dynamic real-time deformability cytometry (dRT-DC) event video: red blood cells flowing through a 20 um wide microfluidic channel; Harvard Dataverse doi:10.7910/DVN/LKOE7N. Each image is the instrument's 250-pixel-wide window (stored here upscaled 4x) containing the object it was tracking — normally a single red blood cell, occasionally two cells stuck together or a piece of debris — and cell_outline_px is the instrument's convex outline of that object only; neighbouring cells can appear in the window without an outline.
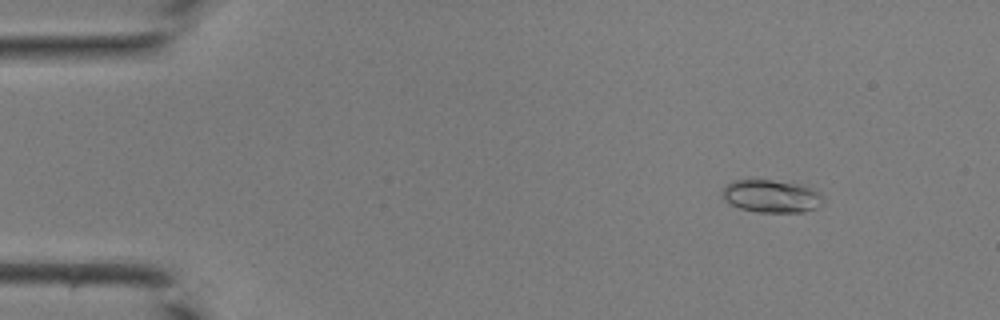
{"species": "common noctule bat (a hibernating species)", "species_latin": "Nyctalus noctula", "temperature_condition": "room temperature", "stored_images_in_passage": 42, "camera_frame_rate_fps": 3000, "um_per_image_px": 0.085, "animal": {"sex": "male", "body_mass_g": 19.0, "forearm_length_mm": 50.8}, "frame": {"image": 1, "passage_image": 5, "time_ms": 1.333, "image_size_px": [1000, 320], "cell_outline_px": [[824, 200], [816, 208], [804, 212], [760, 212], [740, 208], [728, 204], [720, 196], [720, 192], [732, 180], [772, 180], [800, 184], [820, 192]], "centroid_in_image_um": [65.53, 16.68], "position_along_channel_um": 19.5, "area_um2": 19.36}}
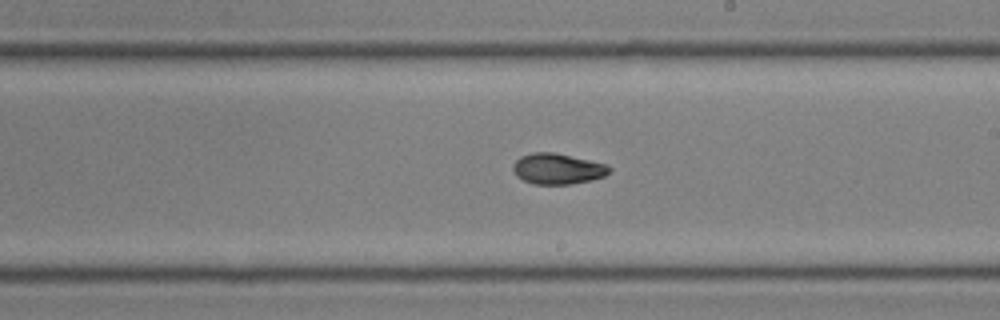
{"frame": {"image": 2, "passage_image": 25, "time_ms": 8.0, "image_size_px": [1000, 320], "cell_outline_px": [[612, 168], [604, 176], [592, 180], [568, 184], [532, 184], [516, 176], [512, 168], [512, 164], [520, 156], [532, 152], [552, 152], [608, 164]], "centroid_in_image_um": [47.37, 14.34], "position_along_channel_um": 241.6, "area_um2": 17.28}}
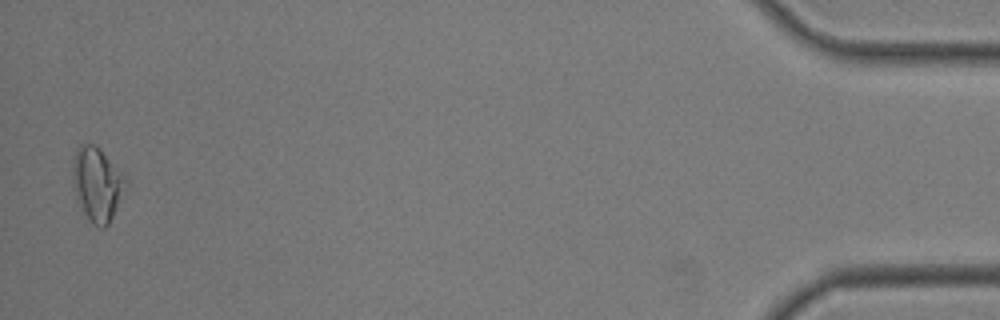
{"frame": {"image": 3, "passage_image": 42, "time_ms": 13.667, "image_size_px": [1000, 320], "cell_outline_px": [[128, 188], [108, 224], [104, 228], [100, 228], [92, 224], [88, 220], [76, 196], [72, 184], [72, 160], [76, 148], [80, 144], [96, 144], [100, 148], [128, 180]], "centroid_in_image_um": [8.26, 15.64], "position_along_channel_um": 426.9, "area_um2": 23.18}}